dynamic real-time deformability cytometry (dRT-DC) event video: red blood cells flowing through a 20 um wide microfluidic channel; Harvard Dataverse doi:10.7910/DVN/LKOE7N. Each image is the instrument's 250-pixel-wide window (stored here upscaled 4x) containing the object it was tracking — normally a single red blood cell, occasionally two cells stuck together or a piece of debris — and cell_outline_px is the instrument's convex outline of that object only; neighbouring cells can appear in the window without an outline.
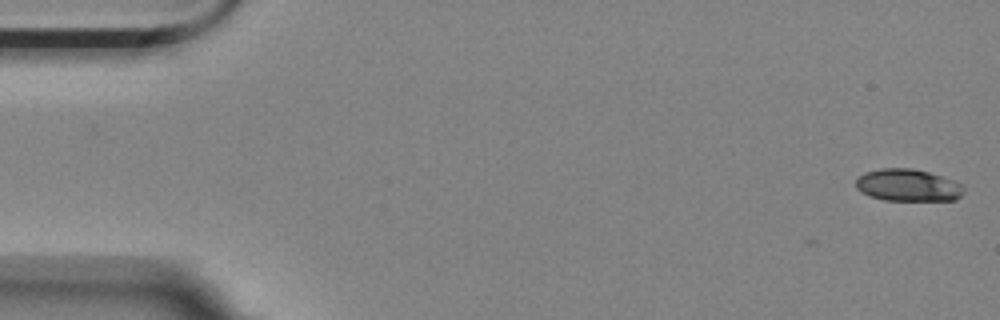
{"species": "Egyptian fruit bat (a non-hibernating species)", "species_latin": "Rousettus aegyptiacus", "temperature_condition": "room temperature", "stored_images_in_passage": 8, "camera_frame_rate_fps": 3000, "um_per_image_px": 0.085, "animal": {"sex": "female"}, "frame": {"image": 1, "passage_image": 1, "time_ms": 0.0, "image_size_px": [1000, 320], "cell_outline_px": [[964, 192], [956, 200], [884, 200], [868, 196], [860, 192], [856, 188], [856, 180], [864, 172], [880, 168], [912, 168], [928, 172], [956, 180], [964, 184]], "centroid_in_image_um": [77.19, 15.74], "position_along_channel_um": 7.8, "area_um2": 20.52}}
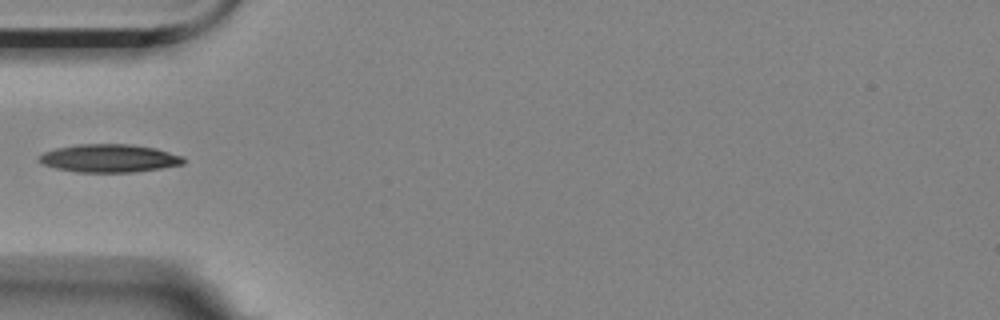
{"frame": {"image": 2, "passage_image": 6, "time_ms": 1.667, "image_size_px": [1000, 320], "cell_outline_px": [[184, 164], [136, 172], [76, 172], [56, 168], [44, 164], [36, 160], [44, 152], [56, 148], [76, 144], [132, 144], [156, 148], [184, 156]], "centroid_in_image_um": [9.3, 13.45], "position_along_channel_um": 75.7, "area_um2": 23.7}}
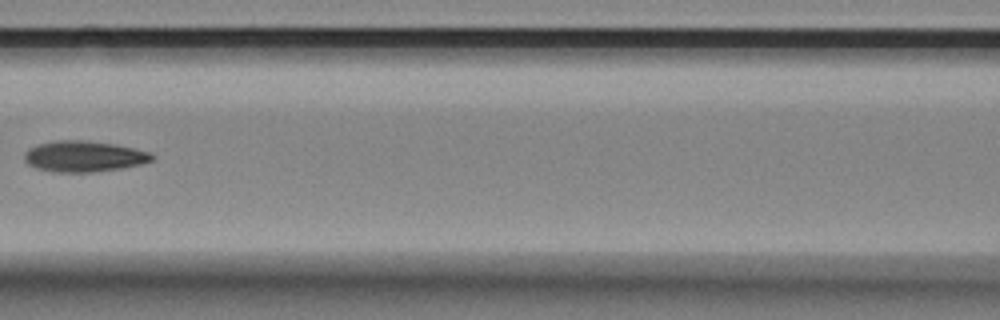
{"frame": {"image": 3, "passage_image": 8, "time_ms": 2.333, "image_size_px": [1000, 320], "cell_outline_px": [[156, 156], [152, 160], [140, 164], [120, 168], [88, 172], [52, 172], [36, 168], [28, 164], [24, 160], [24, 152], [28, 148], [52, 140], [88, 140], [116, 144], [152, 152]], "centroid_in_image_um": [7.12, 13.28], "position_along_channel_um": 159.5, "area_um2": 23.18}}